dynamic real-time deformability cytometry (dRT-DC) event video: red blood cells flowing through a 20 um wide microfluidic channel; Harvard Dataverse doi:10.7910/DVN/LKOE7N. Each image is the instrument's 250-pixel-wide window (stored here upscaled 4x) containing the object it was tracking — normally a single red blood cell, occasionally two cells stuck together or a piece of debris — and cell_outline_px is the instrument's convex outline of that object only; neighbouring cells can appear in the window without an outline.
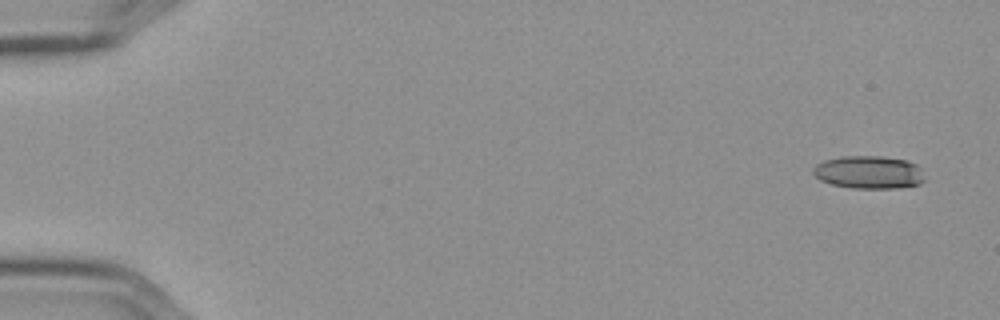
{"species": "Egyptian fruit bat (a non-hibernating species)", "species_latin": "Rousettus aegyptiacus", "temperature_condition": "cold", "stored_images_in_passage": 5, "camera_frame_rate_fps": 3000, "um_per_image_px": 0.085, "frame": {"image": 1, "passage_image": 1, "time_ms": 0.0, "image_size_px": [1000, 320], "cell_outline_px": [[924, 180], [920, 184], [896, 188], [852, 188], [832, 184], [820, 180], [812, 172], [812, 168], [816, 164], [824, 160], [840, 156], [880, 156], [908, 160], [916, 164], [920, 168]], "centroid_in_image_um": [73.83, 14.63], "position_along_channel_um": 11.2, "area_um2": 21.44}}
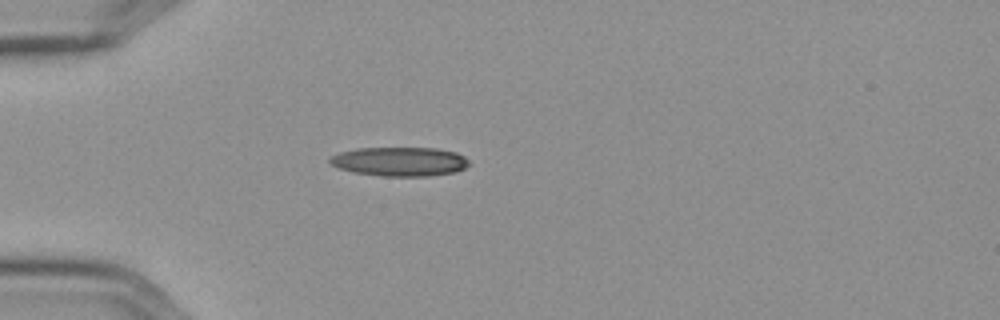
{"frame": {"image": 2, "passage_image": 4, "time_ms": 1.0, "image_size_px": [1000, 320], "cell_outline_px": [[468, 164], [464, 168], [456, 172], [428, 176], [384, 176], [356, 172], [340, 168], [328, 164], [328, 160], [332, 156], [340, 152], [356, 148], [436, 148], [456, 152], [464, 156], [468, 160]], "centroid_in_image_um": [33.98, 13.72], "position_along_channel_um": 51.0, "area_um2": 23.52}}